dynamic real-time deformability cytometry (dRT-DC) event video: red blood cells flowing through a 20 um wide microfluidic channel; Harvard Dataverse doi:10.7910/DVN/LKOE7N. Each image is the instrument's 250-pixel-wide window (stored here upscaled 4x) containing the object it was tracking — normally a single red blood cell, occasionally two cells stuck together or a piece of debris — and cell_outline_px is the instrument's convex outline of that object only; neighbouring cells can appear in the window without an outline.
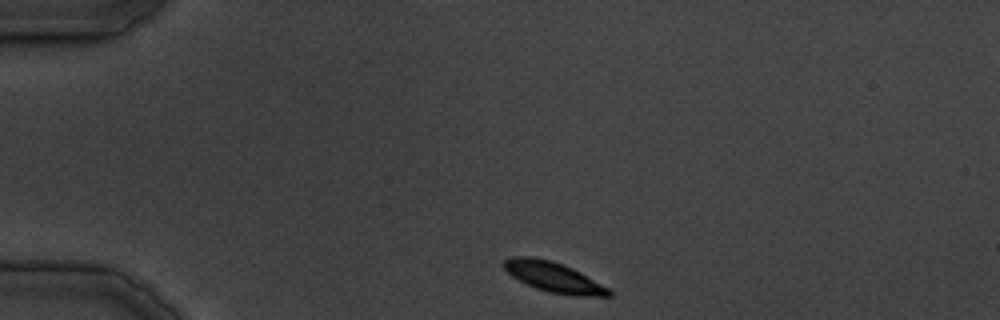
{"species": "common noctule bat (a hibernating species)", "species_latin": "Nyctalus noctula", "temperature_condition": "cold", "stored_images_in_passage": 34, "segment_of_instrument_passage": [1, 2], "camera_frame_rate_fps": 3000, "um_per_image_px": 0.085, "animal": {"sex": "male", "body_mass_g": 19.5, "forearm_length_mm": 54.6}, "frame": {"image": 1, "passage_image": 1, "time_ms": 0.0, "image_size_px": [1000, 320], "cell_outline_px": [[612, 296], [576, 296], [548, 292], [536, 288], [512, 276], [504, 268], [504, 260], [512, 256], [532, 256], [552, 260], [564, 264], [580, 272], [608, 288], [612, 292]], "centroid_in_image_um": [47.06, 23.54], "position_along_channel_um": 37.9, "area_um2": 18.32}}
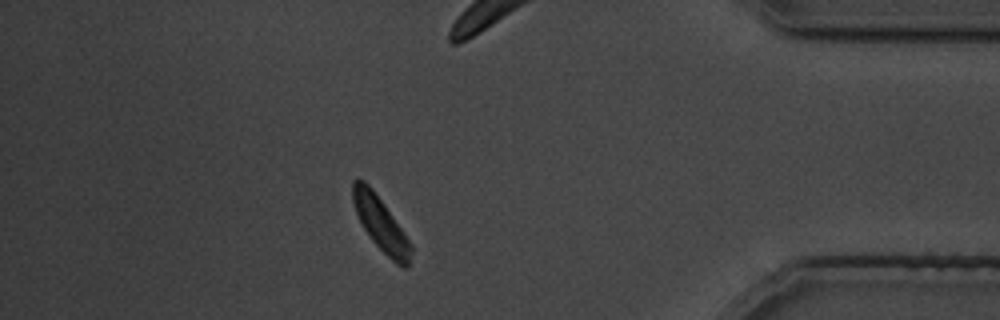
{"frame": {"image": 2, "passage_image": 28, "time_ms": 31.333, "image_size_px": [1000, 320], "cell_outline_px": [[412, 252], [408, 264], [404, 268], [396, 264], [372, 240], [364, 228], [356, 212], [352, 200], [352, 180], [356, 176], [364, 180], [372, 188], [384, 204], [412, 244]], "centroid_in_image_um": [32.34, 18.98], "position_along_channel_um": 402.9, "area_um2": 18.03}}